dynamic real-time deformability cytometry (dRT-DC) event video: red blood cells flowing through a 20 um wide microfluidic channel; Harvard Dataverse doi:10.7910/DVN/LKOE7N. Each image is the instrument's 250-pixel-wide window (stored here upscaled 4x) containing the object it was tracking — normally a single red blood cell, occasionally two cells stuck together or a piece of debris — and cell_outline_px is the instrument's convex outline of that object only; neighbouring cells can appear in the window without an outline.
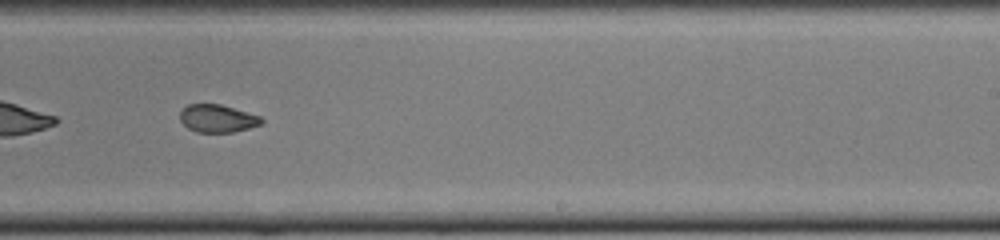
{"species": "common noctule bat (a hibernating species)", "species_latin": "Nyctalus noctula", "temperature_condition": "cold", "stored_images_in_passage": 35, "camera_frame_rate_fps": 3000, "um_per_image_px": 0.085, "animal": {"sex": "female", "body_mass_g": 22.0, "forearm_length_mm": 56.7}, "frame": {"image": 1, "passage_image": 20, "time_ms": 6.333, "image_size_px": [1000, 240], "cell_outline_px": [[264, 120], [260, 124], [248, 128], [232, 132], [196, 132], [188, 128], [180, 120], [180, 112], [188, 104], [220, 104], [260, 116]], "centroid_in_image_um": [18.47, 10.07], "position_along_channel_um": 270.5, "area_um2": 13.01}, "authors_computed_cell_mechanics": {"area_um2": 14.739, "velocity_mm_per_s": 3.8825, "shape_relaxation_time_tau1_ms": null, "shape_relaxation_time_tau2_ms": 2.2026, "deformation_change_tau1": null, "deformation_change_tau2": 0.0716}}